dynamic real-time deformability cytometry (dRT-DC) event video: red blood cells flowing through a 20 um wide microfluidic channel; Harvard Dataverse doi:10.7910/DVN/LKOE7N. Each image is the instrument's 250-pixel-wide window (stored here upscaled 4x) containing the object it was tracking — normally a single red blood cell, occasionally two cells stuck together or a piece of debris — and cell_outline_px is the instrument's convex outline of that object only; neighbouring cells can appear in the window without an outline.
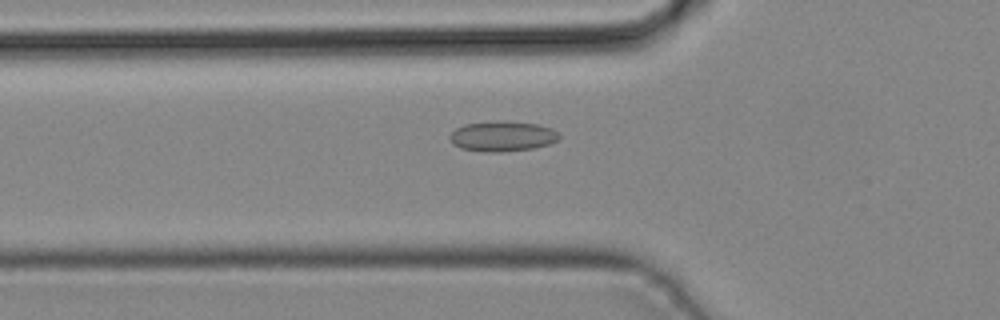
{"species": "common noctule bat (a hibernating species)", "species_latin": "Nyctalus noctula", "temperature_condition": "cold", "stored_images_in_passage": 35, "camera_frame_rate_fps": 3000, "um_per_image_px": 0.085, "animal": {"sex": "male", "body_mass_g": 19.2, "forearm_length_mm": 51.8}, "frame": {"image": 1, "passage_image": 8, "time_ms": 2.333, "image_size_px": [1000, 320], "cell_outline_px": [[560, 136], [556, 140], [548, 144], [532, 148], [500, 152], [484, 152], [460, 148], [452, 144], [448, 136], [456, 128], [464, 124], [500, 120], [504, 120], [536, 124], [552, 128]], "centroid_in_image_um": [42.65, 11.57], "position_along_channel_um": 83.2, "area_um2": 19.31}}
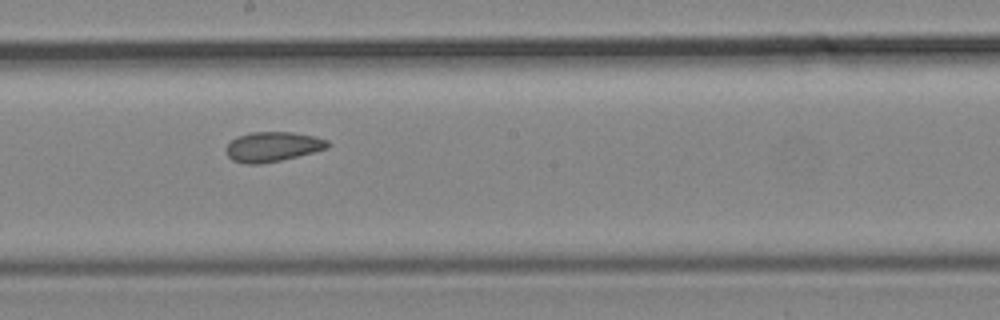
{"frame": {"image": 2, "passage_image": 17, "time_ms": 5.333, "image_size_px": [1000, 320], "cell_outline_px": [[332, 144], [328, 148], [280, 160], [260, 164], [244, 164], [232, 160], [228, 156], [224, 148], [236, 136], [252, 132], [292, 132], [312, 136], [328, 140]], "centroid_in_image_um": [23.15, 12.47], "position_along_channel_um": 225.1, "area_um2": 17.63}}
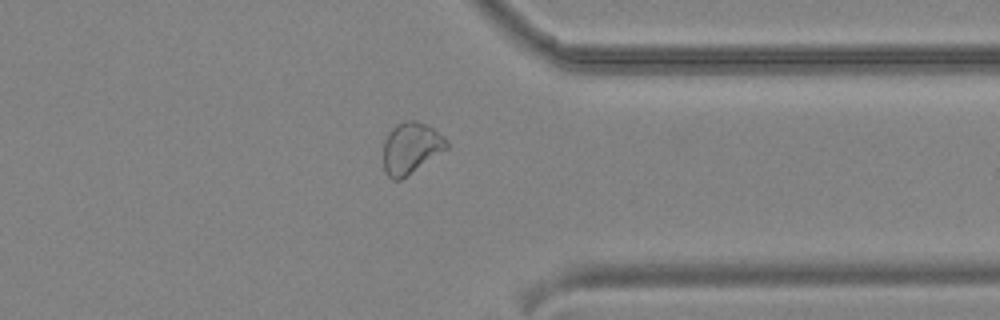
{"frame": {"image": 3, "passage_image": 27, "time_ms": 8.667, "image_size_px": [1000, 320], "cell_outline_px": [[448, 148], [400, 180], [392, 180], [384, 172], [384, 140], [388, 132], [396, 124], [404, 120], [416, 120], [432, 128], [444, 136], [448, 140]], "centroid_in_image_um": [34.92, 12.57], "position_along_channel_um": 376.5, "area_um2": 18.9}}